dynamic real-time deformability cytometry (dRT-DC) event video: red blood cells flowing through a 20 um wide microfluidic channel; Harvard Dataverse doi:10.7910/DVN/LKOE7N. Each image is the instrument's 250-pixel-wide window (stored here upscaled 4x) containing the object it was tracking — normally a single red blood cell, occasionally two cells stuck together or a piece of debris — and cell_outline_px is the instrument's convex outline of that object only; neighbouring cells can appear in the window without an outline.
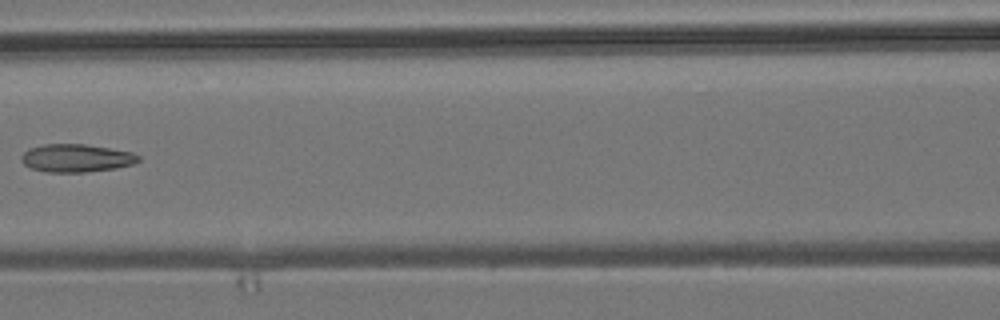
{"species": "common noctule bat (a hibernating species)", "species_latin": "Nyctalus noctula", "temperature_condition": "room temperature", "stored_images_in_passage": 5, "camera_frame_rate_fps": 3000, "um_per_image_px": 0.085, "animal": {"sex": "male", "body_mass_g": 19.2, "forearm_length_mm": 51.8}, "frame": {"image": 1, "passage_image": 5, "time_ms": 5.667, "image_size_px": [1000, 320], "cell_outline_px": [[140, 160], [132, 164], [116, 168], [84, 172], [44, 172], [32, 168], [24, 164], [20, 160], [20, 156], [28, 148], [44, 144], [84, 144], [132, 152], [140, 156]], "centroid_in_image_um": [6.45, 13.44], "position_along_channel_um": 160.1, "area_um2": 19.07}}